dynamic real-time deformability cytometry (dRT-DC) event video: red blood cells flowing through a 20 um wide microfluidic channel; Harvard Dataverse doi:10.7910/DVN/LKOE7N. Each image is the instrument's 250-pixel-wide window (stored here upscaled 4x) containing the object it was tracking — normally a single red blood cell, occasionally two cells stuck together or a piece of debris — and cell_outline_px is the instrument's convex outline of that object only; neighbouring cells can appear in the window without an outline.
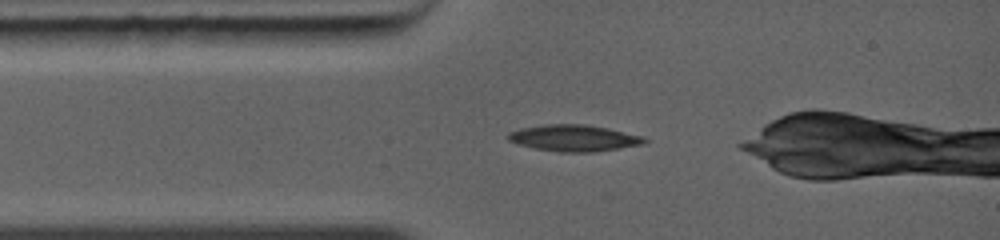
{"species": "common noctule bat (a hibernating species)", "species_latin": "Nyctalus noctula", "temperature_condition": "warm", "stored_images_in_passage": 12, "camera_frame_rate_fps": 5000, "um_per_image_px": 0.085, "animal": {"sex": "female", "body_mass_g": 19.0, "forearm_length_mm": 56.7}, "frame": {"image": 1, "passage_image": 1, "time_ms": 0.0, "image_size_px": [1000, 240], "cell_outline_px": [[648, 140], [644, 144], [620, 148], [592, 152], [560, 152], [536, 148], [520, 144], [508, 140], [504, 136], [508, 132], [520, 128], [544, 124], [588, 124], [608, 128], [644, 136]], "centroid_in_image_um": [48.79, 11.72], "position_along_channel_um": 36.2, "area_um2": 21.15}}
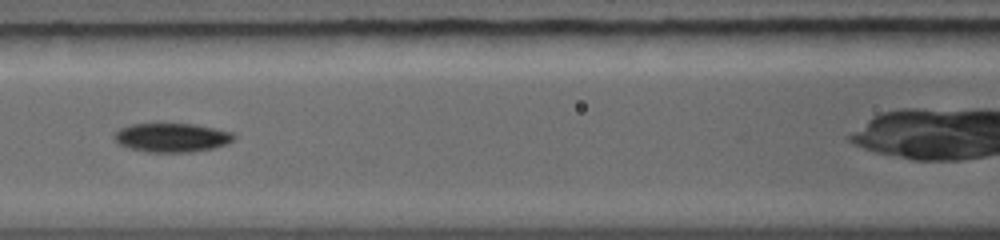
{"frame": {"image": 2, "passage_image": 4, "time_ms": 2.6, "image_size_px": [1000, 240], "cell_outline_px": [[236, 136], [228, 144], [212, 148], [192, 152], [148, 152], [132, 148], [120, 144], [116, 140], [116, 132], [120, 128], [128, 124], [192, 124], [232, 132]], "centroid_in_image_um": [14.63, 11.69], "position_along_channel_um": 152.0, "area_um2": 19.83}}
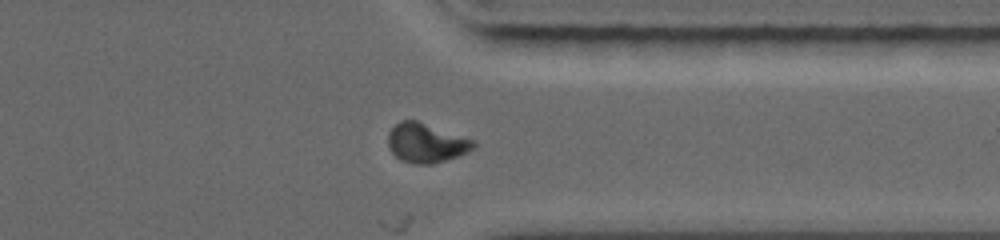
{"frame": {"image": 3, "passage_image": 10, "time_ms": 7.4, "image_size_px": [1000, 240], "cell_outline_px": [[476, 148], [460, 156], [432, 164], [416, 164], [400, 160], [392, 152], [388, 144], [388, 132], [400, 120], [416, 120], [476, 140]], "centroid_in_image_um": [36.26, 12.15], "position_along_channel_um": 375.1, "area_um2": 19.77}}